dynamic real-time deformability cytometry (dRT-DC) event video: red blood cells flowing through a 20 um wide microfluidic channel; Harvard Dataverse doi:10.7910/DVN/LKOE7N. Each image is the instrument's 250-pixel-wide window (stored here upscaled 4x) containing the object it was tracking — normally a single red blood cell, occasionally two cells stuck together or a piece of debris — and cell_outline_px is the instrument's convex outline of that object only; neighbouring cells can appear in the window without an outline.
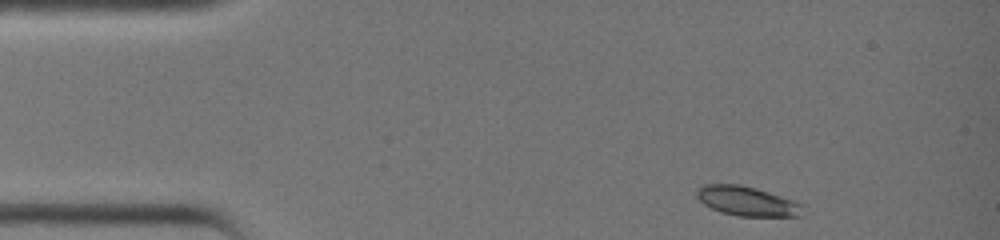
{"species": "common noctule bat (a hibernating species)", "species_latin": "Nyctalus noctula", "temperature_condition": "warm", "stored_images_in_passage": 32, "camera_frame_rate_fps": 3000, "um_per_image_px": 0.085, "animal": {"sex": "female", "body_mass_g": 19.0, "forearm_length_mm": 51.5}, "frame": {"image": 1, "passage_image": 1, "time_ms": 0.0, "image_size_px": [1000, 240], "cell_outline_px": [[804, 216], [736, 216], [720, 212], [704, 204], [696, 196], [696, 188], [704, 184], [740, 184], [756, 188], [804, 204]], "centroid_in_image_um": [63.51, 17.1], "position_along_channel_um": 21.5, "area_um2": 18.38}}
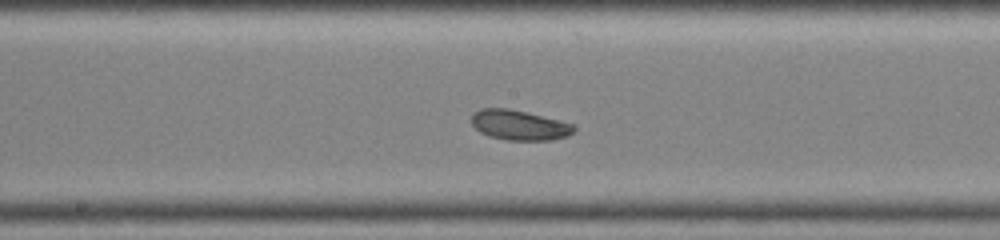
{"frame": {"image": 2, "passage_image": 17, "time_ms": 5.333, "image_size_px": [1000, 240], "cell_outline_px": [[576, 128], [568, 136], [552, 140], [504, 140], [488, 136], [480, 132], [472, 124], [472, 112], [480, 108], [508, 108], [528, 112], [576, 124]], "centroid_in_image_um": [44.15, 10.63], "position_along_channel_um": 204.1, "area_um2": 18.21}}
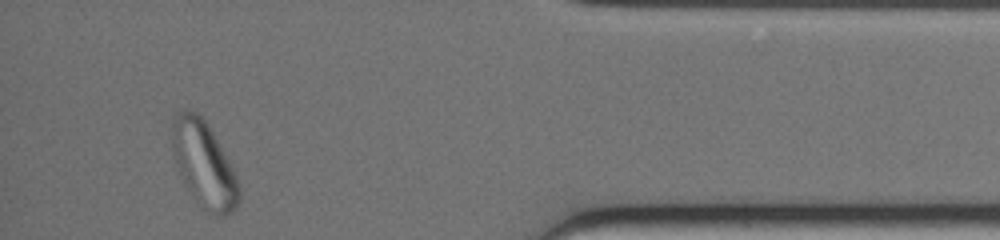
{"frame": {"image": 3, "passage_image": 32, "time_ms": 10.333, "image_size_px": [1000, 240], "cell_outline_px": [[240, 200], [232, 212], [228, 216], [216, 216], [204, 208], [184, 184], [176, 164], [172, 152], [172, 116], [184, 108], [188, 108], [196, 112], [204, 120], [212, 132], [228, 160], [240, 184]], "centroid_in_image_um": [17.32, 13.95], "position_along_channel_um": 417.9, "area_um2": 33.18}}